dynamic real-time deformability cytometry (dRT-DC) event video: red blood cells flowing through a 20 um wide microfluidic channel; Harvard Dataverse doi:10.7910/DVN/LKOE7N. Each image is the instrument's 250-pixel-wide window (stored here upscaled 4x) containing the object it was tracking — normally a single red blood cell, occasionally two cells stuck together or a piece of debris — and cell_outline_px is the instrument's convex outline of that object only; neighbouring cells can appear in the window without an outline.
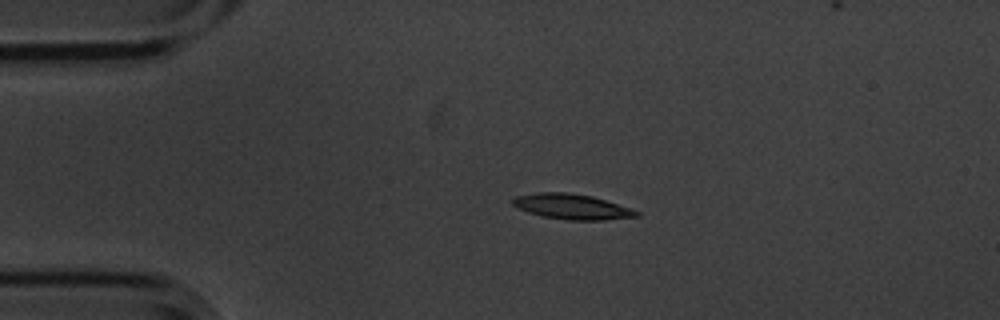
{"species": "common noctule bat (a hibernating species)", "species_latin": "Nyctalus noctula", "temperature_condition": "cold", "stored_images_in_passage": 46, "camera_frame_rate_fps": 3000, "um_per_image_px": 0.085, "animal": {"sex": "male", "body_mass_g": 20.1, "forearm_length_mm": 53.5}, "frame": {"image": 1, "passage_image": 1, "time_ms": 0.0, "image_size_px": [1000, 320], "cell_outline_px": [[640, 216], [604, 220], [568, 220], [540, 216], [516, 208], [512, 204], [512, 196], [536, 192], [568, 192], [592, 196], [632, 208], [640, 212]], "centroid_in_image_um": [48.58, 17.56], "position_along_channel_um": 36.4, "area_um2": 18.55}}
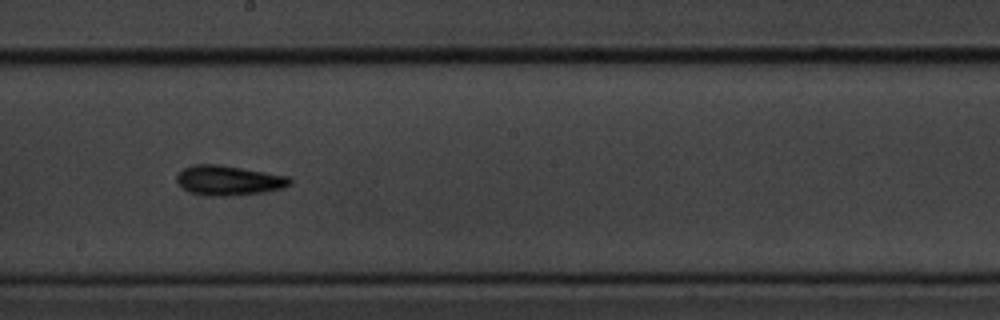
{"frame": {"image": 2, "passage_image": 20, "time_ms": 6.333, "image_size_px": [1000, 320], "cell_outline_px": [[292, 184], [284, 188], [264, 192], [224, 196], [212, 196], [192, 192], [184, 188], [176, 180], [176, 176], [184, 168], [196, 164], [220, 164], [288, 176], [292, 180]], "centroid_in_image_um": [19.48, 15.32], "position_along_channel_um": 228.7, "area_um2": 19.48}}
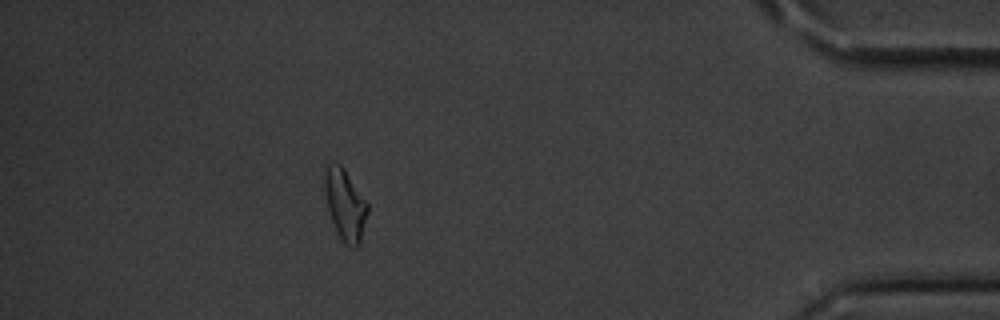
{"frame": {"image": 3, "passage_image": 39, "time_ms": 12.667, "image_size_px": [1000, 320], "cell_outline_px": [[368, 212], [360, 244], [356, 248], [352, 248], [344, 244], [340, 240], [332, 220], [328, 208], [324, 188], [324, 172], [328, 164], [332, 160], [340, 164], [344, 168], [368, 204]], "centroid_in_image_um": [29.33, 17.41], "position_along_channel_um": 405.9, "area_um2": 17.92}, "authors_computed_cell_mechanics": {"area_um2": 17.8313, "velocity_mm_per_s": 3.5569, "shape_relaxation_time_tau1_ms": 2.3184, "shape_relaxation_time_tau2_ms": 8.0526, "deformation_change_tau1": 0.1387, "deformation_change_tau2": 0.1836}}